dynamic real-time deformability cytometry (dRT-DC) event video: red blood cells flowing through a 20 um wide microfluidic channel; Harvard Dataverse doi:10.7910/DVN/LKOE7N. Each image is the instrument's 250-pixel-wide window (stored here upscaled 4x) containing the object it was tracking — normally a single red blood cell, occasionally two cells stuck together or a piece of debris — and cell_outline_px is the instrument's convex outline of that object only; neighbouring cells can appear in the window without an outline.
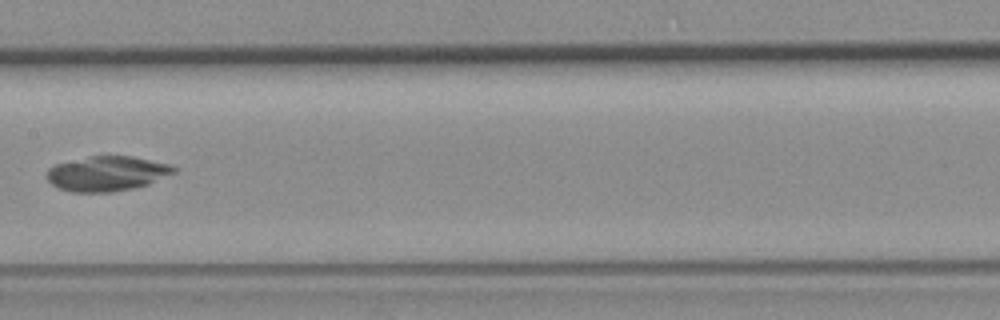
{"species": "common noctule bat (a hibernating species)", "species_latin": "Nyctalus noctula", "temperature_condition": "room temperature", "stored_images_in_passage": 7, "camera_frame_rate_fps": 3000, "um_per_image_px": 0.085, "animal": {"sex": "female", "body_mass_g": 19.3, "forearm_length_mm": 54.1}, "frame": {"image": 1, "passage_image": 7, "time_ms": 8.667, "image_size_px": [1000, 320], "cell_outline_px": [[180, 168], [176, 172], [148, 184], [132, 188], [112, 192], [72, 192], [60, 188], [52, 184], [48, 180], [48, 168], [56, 164], [88, 156], [132, 156], [172, 164]], "centroid_in_image_um": [9.15, 14.74], "position_along_channel_um": 198.3, "area_um2": 25.84}}